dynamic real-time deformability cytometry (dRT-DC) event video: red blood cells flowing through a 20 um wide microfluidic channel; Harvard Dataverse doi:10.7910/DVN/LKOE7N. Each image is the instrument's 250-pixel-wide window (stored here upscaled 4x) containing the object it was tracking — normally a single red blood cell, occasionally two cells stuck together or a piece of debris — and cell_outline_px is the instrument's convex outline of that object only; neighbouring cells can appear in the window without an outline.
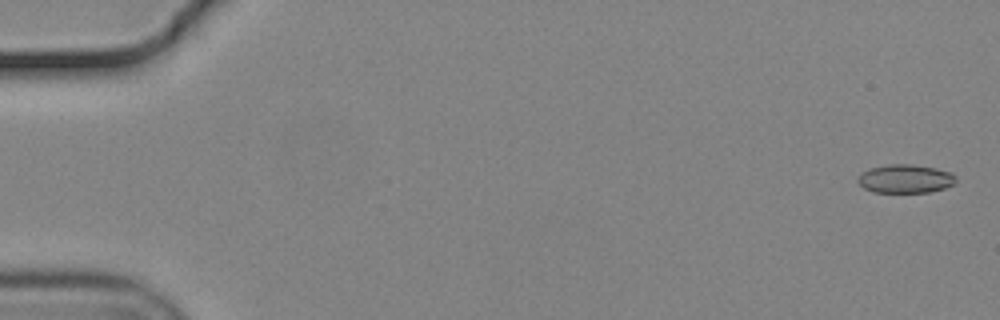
{"species": "common noctule bat (a hibernating species)", "species_latin": "Nyctalus noctula", "temperature_condition": "cold", "stored_images_in_passage": 14, "camera_frame_rate_fps": 3000, "um_per_image_px": 0.085, "animal": {"sex": "male", "body_mass_g": 19.2, "forearm_length_mm": 51.8}, "frame": {"image": 1, "passage_image": 2, "time_ms": 0.333, "image_size_px": [1000, 320], "cell_outline_px": [[956, 180], [952, 184], [944, 188], [928, 192], [872, 192], [864, 188], [856, 180], [860, 172], [872, 168], [888, 164], [912, 164], [936, 168], [952, 172], [956, 176]], "centroid_in_image_um": [76.94, 15.19], "position_along_channel_um": 8.1, "area_um2": 16.36}}